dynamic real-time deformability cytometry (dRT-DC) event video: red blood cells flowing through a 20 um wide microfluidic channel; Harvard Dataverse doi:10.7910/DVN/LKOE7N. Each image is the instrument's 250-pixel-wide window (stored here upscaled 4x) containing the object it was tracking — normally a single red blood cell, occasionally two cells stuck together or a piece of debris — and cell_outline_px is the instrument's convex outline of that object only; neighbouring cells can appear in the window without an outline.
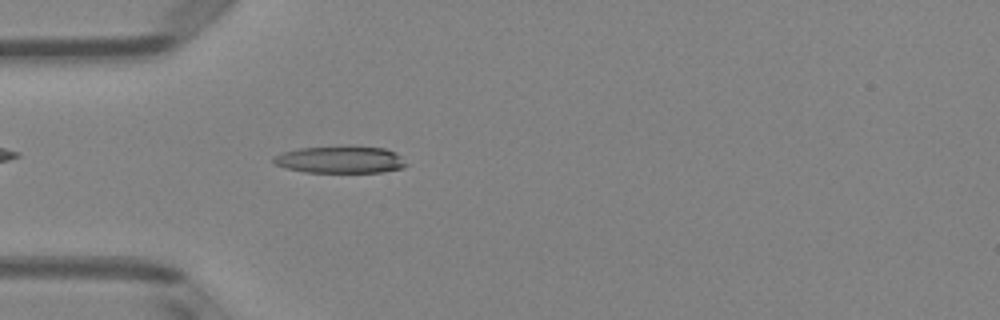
{"species": "Egyptian fruit bat (a non-hibernating species)", "species_latin": "Rousettus aegyptiacus", "temperature_condition": "room temperature", "stored_images_in_passage": 40, "camera_frame_rate_fps": 3000, "um_per_image_px": 0.085, "animal": {"sex": "female"}, "frame": {"image": 1, "passage_image": 5, "time_ms": 1.333, "image_size_px": [1000, 320], "cell_outline_px": [[408, 164], [404, 168], [384, 172], [304, 172], [284, 168], [272, 164], [272, 156], [280, 152], [300, 148], [348, 144], [384, 148], [396, 152]], "centroid_in_image_um": [28.89, 13.54], "position_along_channel_um": 56.1, "area_um2": 21.85}}
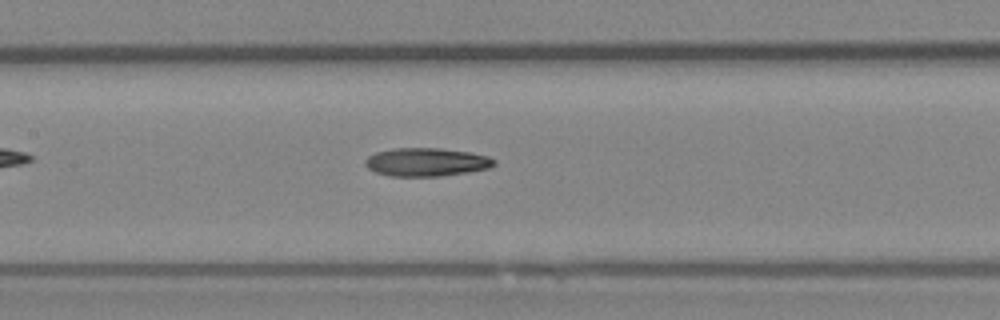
{"frame": {"image": 2, "passage_image": 14, "time_ms": 4.333, "image_size_px": [1000, 320], "cell_outline_px": [[496, 164], [488, 168], [468, 172], [440, 176], [388, 176], [376, 172], [368, 168], [364, 164], [364, 160], [368, 156], [376, 152], [392, 148], [440, 148], [472, 152], [488, 156], [496, 160]], "centroid_in_image_um": [36.24, 13.77], "position_along_channel_um": 171.2, "area_um2": 21.44}}
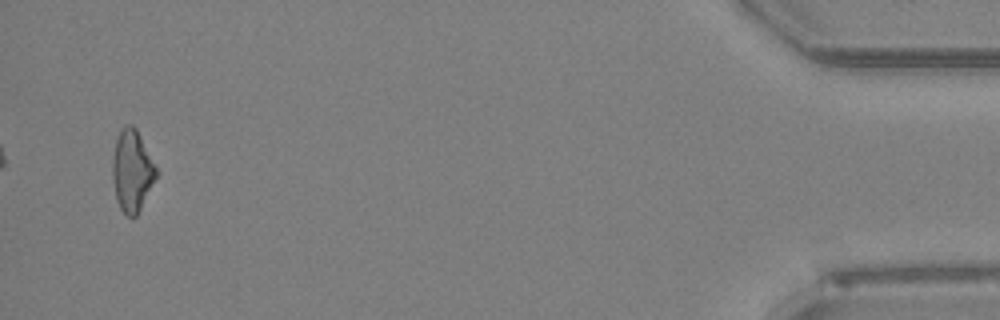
{"frame": {"image": 3, "passage_image": 39, "time_ms": 12.667, "image_size_px": [1000, 320], "cell_outline_px": [[160, 172], [136, 216], [124, 216], [116, 200], [112, 180], [112, 156], [116, 140], [120, 128], [128, 124], [132, 124], [136, 128], [156, 164]], "centroid_in_image_um": [11.23, 14.51], "position_along_channel_um": 424.0, "area_um2": 21.27}, "authors_computed_cell_mechanics": {"area_um2": 20.808, "velocity_mm_per_s": 4.0288, "shape_relaxation_time_tau1_ms": 8.3461, "shape_relaxation_time_tau2_ms": null, "deformation_change_tau1": 0.1985, "deformation_change_tau2": null}}